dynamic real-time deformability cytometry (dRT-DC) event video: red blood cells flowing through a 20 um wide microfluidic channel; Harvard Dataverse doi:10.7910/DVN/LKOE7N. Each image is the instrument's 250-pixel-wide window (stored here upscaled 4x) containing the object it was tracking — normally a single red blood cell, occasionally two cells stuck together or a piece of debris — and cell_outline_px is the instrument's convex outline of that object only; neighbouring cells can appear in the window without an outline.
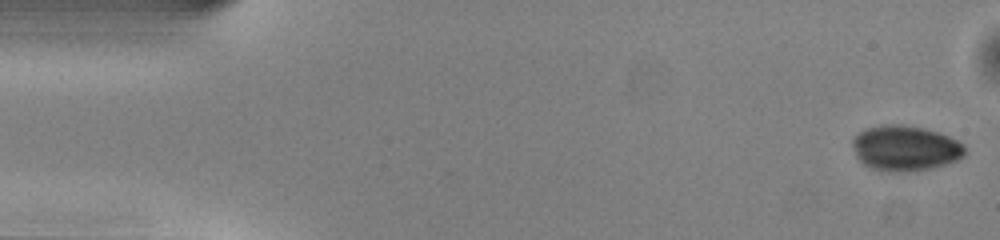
{"species": "common noctule bat (a hibernating species)", "species_latin": "Nyctalus noctula", "temperature_condition": "warm", "stored_images_in_passage": 50, "camera_frame_rate_fps": 3000, "um_per_image_px": 0.085, "animal": {"sex": "male", "body_mass_g": 13.0, "forearm_length_mm": 53.1}, "frame": {"image": 1, "passage_image": 1, "time_ms": 0.0, "image_size_px": [1000, 240], "cell_outline_px": [[964, 156], [956, 160], [932, 168], [916, 172], [880, 172], [868, 168], [856, 156], [852, 144], [852, 136], [864, 128], [884, 124], [900, 124], [924, 128], [960, 140], [964, 144]], "centroid_in_image_um": [76.9, 12.61], "position_along_channel_um": 8.1, "area_um2": 30.29}}
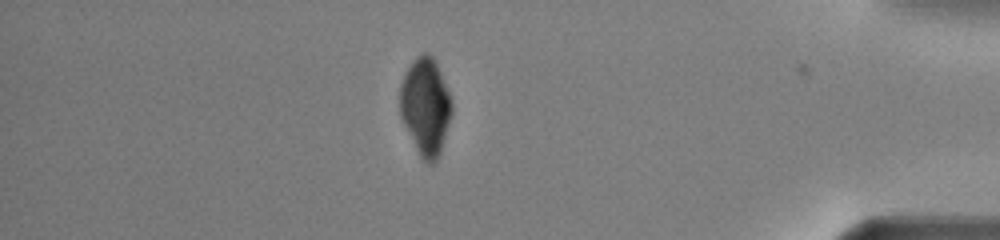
{"frame": {"image": 2, "passage_image": 43, "time_ms": 14.0, "image_size_px": [1000, 240], "cell_outline_px": [[452, 112], [440, 152], [436, 160], [432, 164], [428, 164], [420, 156], [400, 116], [400, 84], [412, 60], [416, 56], [424, 52], [428, 52], [436, 60], [452, 100]], "centroid_in_image_um": [36.17, 9.01], "position_along_channel_um": 399.0, "area_um2": 29.25}}
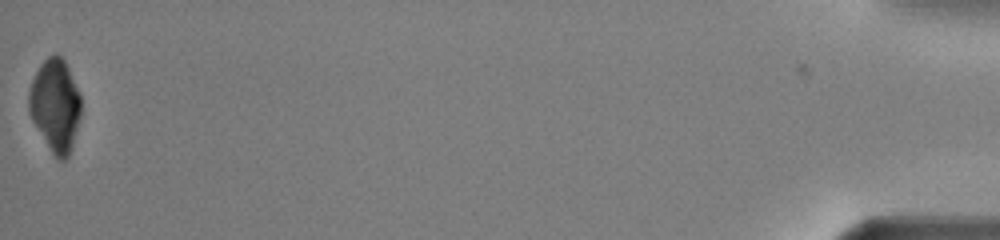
{"frame": {"image": 3, "passage_image": 50, "time_ms": 16.333, "image_size_px": [1000, 240], "cell_outline_px": [[80, 120], [72, 148], [68, 156], [64, 160], [60, 160], [52, 152], [32, 120], [28, 112], [28, 92], [32, 80], [40, 64], [48, 56], [56, 52], [64, 60], [80, 92]], "centroid_in_image_um": [4.7, 8.93], "position_along_channel_um": 430.5, "area_um2": 28.09}}